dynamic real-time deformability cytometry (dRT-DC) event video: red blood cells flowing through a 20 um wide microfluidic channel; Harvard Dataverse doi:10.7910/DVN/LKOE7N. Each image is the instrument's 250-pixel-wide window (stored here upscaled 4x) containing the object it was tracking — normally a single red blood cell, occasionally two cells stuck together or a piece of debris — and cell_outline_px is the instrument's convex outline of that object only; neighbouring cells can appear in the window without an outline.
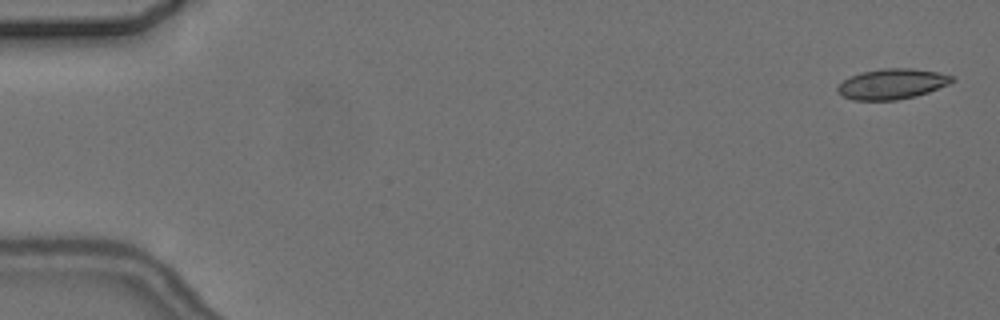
{"species": "common noctule bat (a hibernating species)", "species_latin": "Nyctalus noctula", "temperature_condition": "cold", "stored_images_in_passage": 5, "camera_frame_rate_fps": 3000, "um_per_image_px": 0.085, "animal": {"sex": "female", "body_mass_g": 24.6, "forearm_length_mm": 56.2}, "frame": {"image": 1, "passage_image": 1, "time_ms": 0.0, "image_size_px": [1000, 320], "cell_outline_px": [[956, 80], [948, 84], [928, 92], [916, 96], [896, 100], [852, 100], [844, 96], [836, 88], [844, 80], [860, 72], [884, 68], [912, 68], [940, 72], [952, 76]], "centroid_in_image_um": [75.85, 7.13], "position_along_channel_um": 9.1, "area_um2": 20.17}}
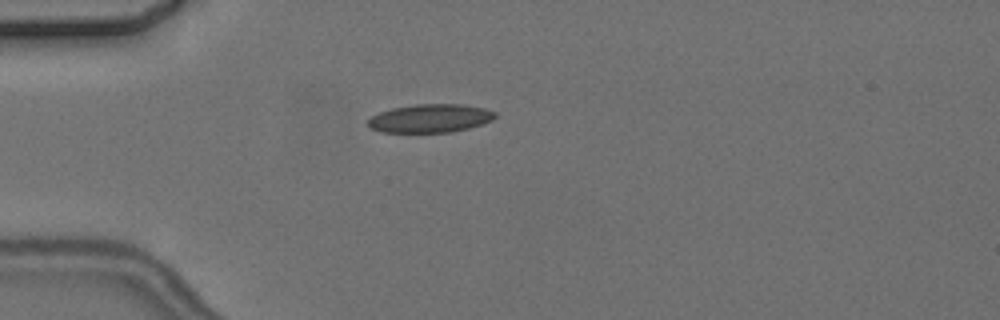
{"frame": {"image": 2, "passage_image": 5, "time_ms": 4.667, "image_size_px": [1000, 320], "cell_outline_px": [[496, 116], [492, 120], [468, 128], [452, 132], [380, 132], [372, 128], [368, 124], [368, 120], [372, 116], [380, 112], [392, 108], [416, 104], [460, 104], [484, 108], [496, 112]], "centroid_in_image_um": [36.57, 10.05], "position_along_channel_um": 48.4, "area_um2": 20.87}}